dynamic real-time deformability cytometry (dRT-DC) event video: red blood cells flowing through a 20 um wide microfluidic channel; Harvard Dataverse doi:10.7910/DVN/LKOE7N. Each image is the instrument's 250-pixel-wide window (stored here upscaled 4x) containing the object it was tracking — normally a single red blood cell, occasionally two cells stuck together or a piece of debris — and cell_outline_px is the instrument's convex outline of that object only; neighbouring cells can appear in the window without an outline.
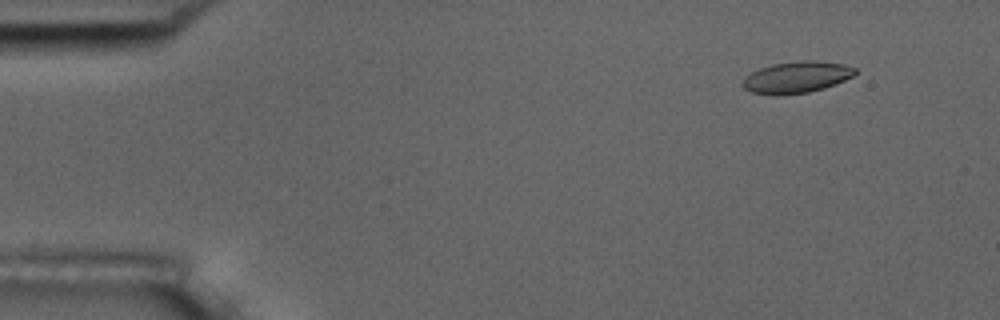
{"species": "common noctule bat (a hibernating species)", "species_latin": "Nyctalus noctula", "temperature_condition": "room temperature", "stored_images_in_passage": 6, "camera_frame_rate_fps": 3000, "um_per_image_px": 0.085, "animal": {"sex": "male", "body_mass_g": 17.5, "forearm_length_mm": 52.3}, "frame": {"image": 1, "passage_image": 2, "time_ms": 1.333, "image_size_px": [1000, 320], "cell_outline_px": [[856, 72], [852, 76], [836, 84], [824, 88], [808, 92], [776, 96], [752, 92], [744, 88], [740, 84], [744, 76], [760, 68], [772, 64], [804, 60], [816, 60], [844, 64], [856, 68]], "centroid_in_image_um": [67.68, 6.57], "position_along_channel_um": 17.3, "area_um2": 20.81}}
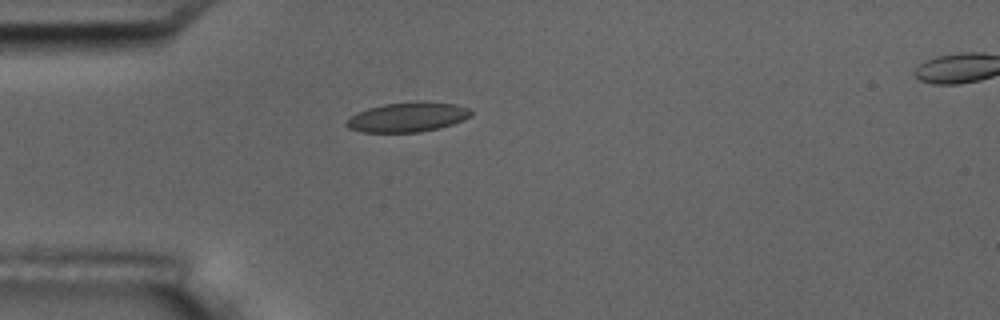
{"frame": {"image": 2, "passage_image": 5, "time_ms": 4.667, "image_size_px": [1000, 320], "cell_outline_px": [[472, 116], [464, 120], [440, 128], [420, 132], [360, 132], [348, 128], [344, 124], [348, 116], [356, 112], [368, 108], [384, 104], [424, 100], [456, 104], [468, 108], [472, 112]], "centroid_in_image_um": [34.63, 9.94], "position_along_channel_um": 50.4, "area_um2": 21.96}}